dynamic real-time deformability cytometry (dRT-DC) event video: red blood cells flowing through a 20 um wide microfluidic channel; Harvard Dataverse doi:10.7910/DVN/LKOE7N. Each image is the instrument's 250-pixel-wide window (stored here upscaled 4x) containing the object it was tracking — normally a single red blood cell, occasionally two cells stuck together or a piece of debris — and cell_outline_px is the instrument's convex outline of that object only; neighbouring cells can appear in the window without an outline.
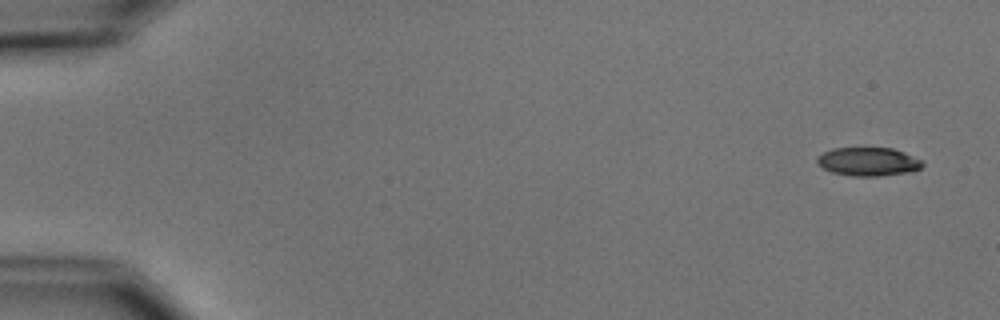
{"species": "common noctule bat (a hibernating species)", "species_latin": "Nyctalus noctula", "temperature_condition": "cold", "stored_images_in_passage": 4, "camera_frame_rate_fps": 3000, "um_per_image_px": 0.085, "animal": {"sex": "male", "body_mass_g": 15.6}, "frame": {"image": 1, "passage_image": 1, "time_ms": 0.0, "image_size_px": [1000, 320], "cell_outline_px": [[924, 164], [920, 168], [912, 172], [876, 176], [852, 176], [832, 172], [824, 168], [816, 160], [816, 156], [832, 148], [892, 148], [904, 152], [924, 160]], "centroid_in_image_um": [73.84, 13.74], "position_along_channel_um": 11.2, "area_um2": 17.57}}
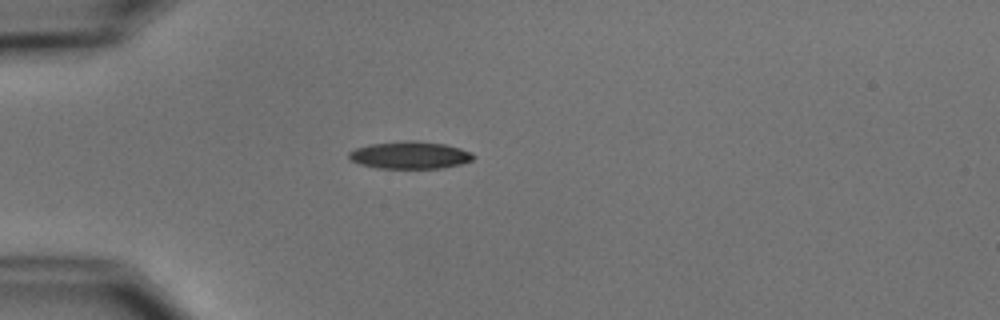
{"frame": {"image": 2, "passage_image": 4, "time_ms": 4.333, "image_size_px": [1000, 320], "cell_outline_px": [[476, 156], [472, 160], [460, 164], [444, 168], [376, 168], [360, 164], [352, 160], [348, 156], [348, 152], [356, 148], [368, 144], [408, 140], [412, 140], [444, 144], [460, 148], [472, 152]], "centroid_in_image_um": [34.85, 13.18], "position_along_channel_um": 50.1, "area_um2": 19.88}}